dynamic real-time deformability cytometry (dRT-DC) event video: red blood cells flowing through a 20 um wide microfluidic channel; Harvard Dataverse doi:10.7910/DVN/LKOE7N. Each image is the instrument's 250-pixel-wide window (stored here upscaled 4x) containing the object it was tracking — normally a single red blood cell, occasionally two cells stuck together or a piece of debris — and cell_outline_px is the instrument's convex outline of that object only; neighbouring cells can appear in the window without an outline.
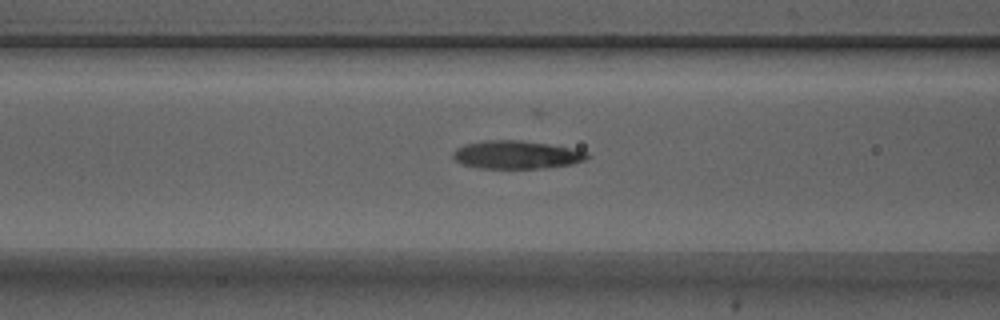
{"species": "Egyptian fruit bat (a non-hibernating species)", "species_latin": "Rousettus aegyptiacus", "temperature_condition": "warm", "stored_images_in_passage": 36, "camera_frame_rate_fps": 3000, "um_per_image_px": 0.085, "animal": {"sex": "male"}, "frame": {"image": 1, "passage_image": 11, "time_ms": 3.333, "image_size_px": [1000, 320], "cell_outline_px": [[588, 156], [584, 160], [572, 164], [548, 168], [480, 168], [460, 164], [452, 156], [452, 152], [456, 148], [464, 144], [484, 140], [520, 140], [548, 144], [588, 152]], "centroid_in_image_um": [43.85, 13.15], "position_along_channel_um": 122.8, "area_um2": 21.96}}
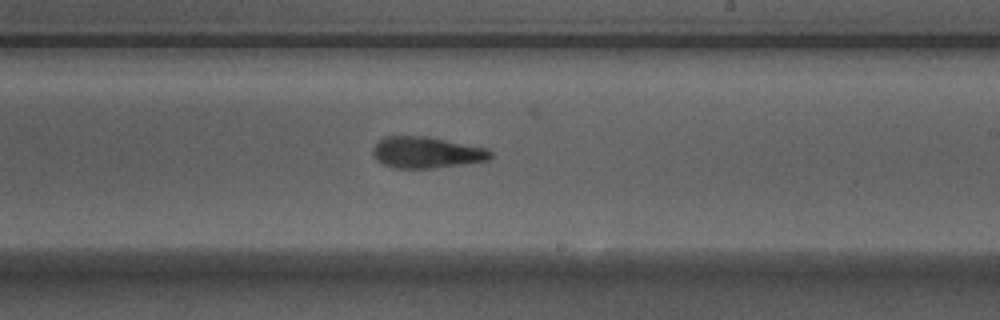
{"frame": {"image": 2, "passage_image": 21, "time_ms": 6.667, "image_size_px": [1000, 320], "cell_outline_px": [[492, 156], [488, 160], [432, 168], [392, 168], [376, 160], [372, 156], [372, 148], [384, 136], [428, 136], [488, 148], [492, 152]], "centroid_in_image_um": [36.23, 12.95], "position_along_channel_um": 252.8, "area_um2": 21.56}}
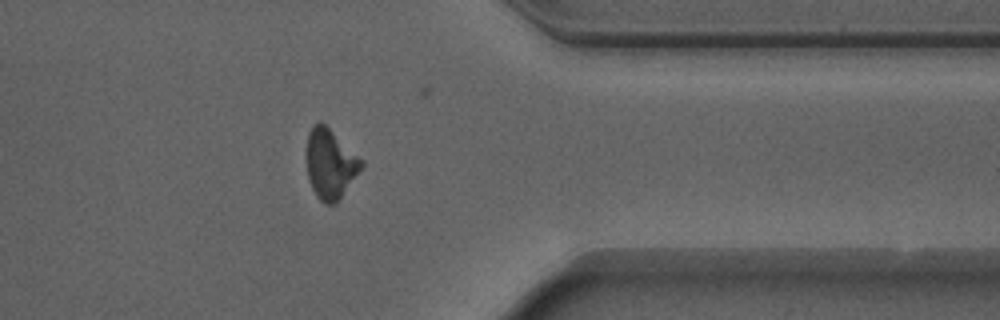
{"frame": {"image": 3, "passage_image": 32, "time_ms": 10.333, "image_size_px": [1000, 320], "cell_outline_px": [[364, 164], [340, 196], [332, 204], [324, 204], [316, 196], [312, 188], [308, 176], [308, 132], [312, 124], [320, 120], [364, 160]], "centroid_in_image_um": [28.07, 13.88], "position_along_channel_um": 383.3, "area_um2": 21.68}, "authors_computed_cell_mechanics": {"area_um2": 21.675, "velocity_mm_per_s": 3.9076, "shape_relaxation_time_tau1_ms": 4.1951, "shape_relaxation_time_tau2_ms": 2.1458, "deformation_change_tau1": 0.1725, "deformation_change_tau2": 0.1096}}